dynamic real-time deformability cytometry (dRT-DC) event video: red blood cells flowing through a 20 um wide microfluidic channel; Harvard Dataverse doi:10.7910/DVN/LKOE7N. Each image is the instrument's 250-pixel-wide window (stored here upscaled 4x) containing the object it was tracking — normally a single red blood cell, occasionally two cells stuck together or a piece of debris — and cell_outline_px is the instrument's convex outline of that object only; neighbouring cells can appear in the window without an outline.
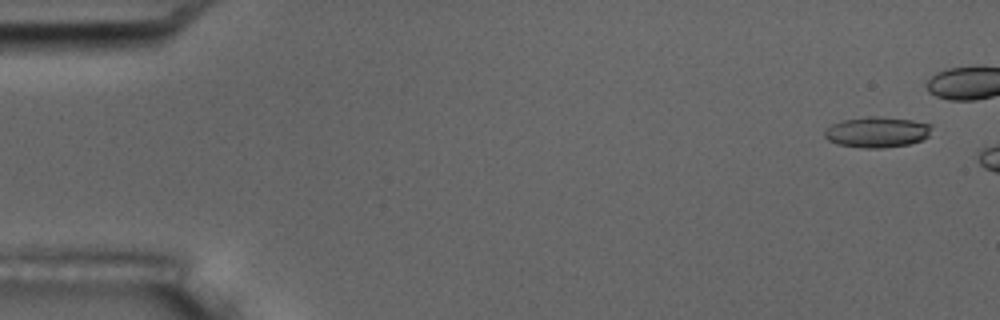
{"species": "common noctule bat (a hibernating species)", "species_latin": "Nyctalus noctula", "temperature_condition": "room temperature", "stored_images_in_passage": 3, "camera_frame_rate_fps": 3000, "um_per_image_px": 0.085, "animal": {"sex": "male", "body_mass_g": 17.5, "forearm_length_mm": 52.3}, "frame": {"image": 1, "passage_image": 1, "time_ms": 0.0, "image_size_px": [1000, 320], "cell_outline_px": [[932, 128], [928, 136], [920, 140], [908, 144], [880, 148], [864, 148], [836, 144], [828, 140], [824, 136], [824, 132], [832, 124], [844, 120], [868, 116], [876, 116], [912, 120], [932, 124]], "centroid_in_image_um": [74.54, 11.23], "position_along_channel_um": 10.5, "area_um2": 19.02}}